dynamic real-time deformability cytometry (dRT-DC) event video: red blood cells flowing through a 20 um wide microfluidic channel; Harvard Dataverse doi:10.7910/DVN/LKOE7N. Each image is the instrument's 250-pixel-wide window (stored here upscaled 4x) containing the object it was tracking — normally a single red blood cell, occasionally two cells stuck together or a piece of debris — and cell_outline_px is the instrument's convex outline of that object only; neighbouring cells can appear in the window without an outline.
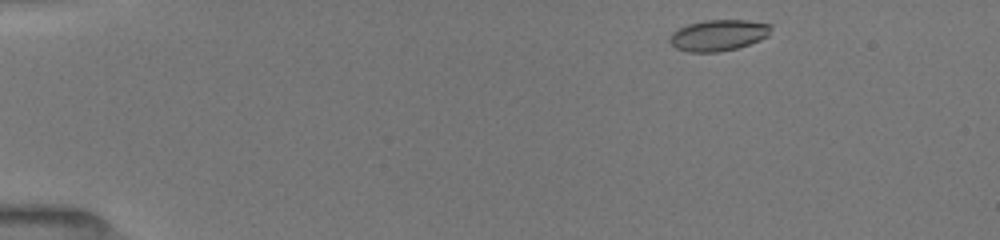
{"species": "common noctule bat (a hibernating species)", "species_latin": "Nyctalus noctula", "temperature_condition": "room temperature", "stored_images_in_passage": 45, "camera_frame_rate_fps": 3000, "um_per_image_px": 0.085, "animal": {"sex": "female", "body_mass_g": 19.5, "forearm_length_mm": 54.1}, "frame": {"image": 1, "passage_image": 1, "time_ms": 0.0, "image_size_px": [1000, 240], "cell_outline_px": [[772, 28], [768, 36], [760, 40], [736, 48], [716, 52], [688, 52], [676, 48], [668, 40], [672, 32], [688, 24], [704, 20], [748, 20], [772, 24]], "centroid_in_image_um": [61.07, 2.99], "position_along_channel_um": 23.9, "area_um2": 18.38}}
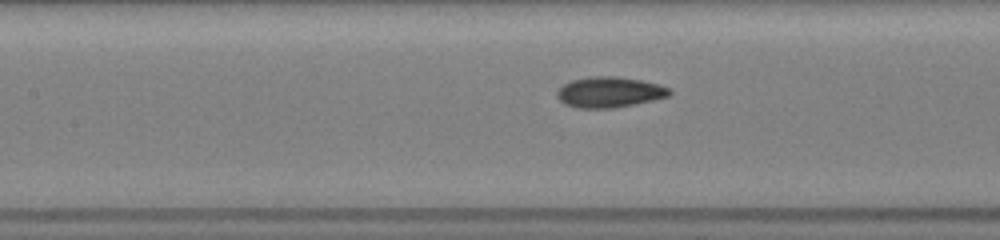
{"frame": {"image": 2, "passage_image": 18, "time_ms": 5.667, "image_size_px": [1000, 240], "cell_outline_px": [[672, 92], [668, 96], [652, 100], [612, 108], [576, 108], [564, 104], [556, 96], [556, 92], [564, 84], [572, 80], [592, 76], [616, 76], [640, 80], [672, 88]], "centroid_in_image_um": [51.78, 7.83], "position_along_channel_um": 155.6, "area_um2": 19.94}}
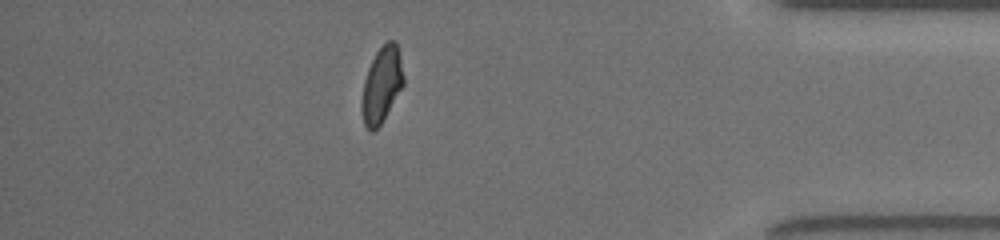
{"frame": {"image": 3, "passage_image": 39, "time_ms": 12.667, "image_size_px": [1000, 240], "cell_outline_px": [[404, 84], [380, 124], [372, 132], [364, 124], [360, 108], [360, 104], [364, 80], [368, 68], [376, 52], [388, 40], [396, 40], [404, 76]], "centroid_in_image_um": [32.43, 7.19], "position_along_channel_um": 402.8, "area_um2": 18.26}, "authors_computed_cell_mechanics": {"area_um2": 18.9006, "velocity_mm_per_s": 4.002, "shape_relaxation_time_tau1_ms": 4.8636, "shape_relaxation_time_tau2_ms": 1.311, "deformation_change_tau1": 0.1452, "deformation_change_tau2": 0.0585}}